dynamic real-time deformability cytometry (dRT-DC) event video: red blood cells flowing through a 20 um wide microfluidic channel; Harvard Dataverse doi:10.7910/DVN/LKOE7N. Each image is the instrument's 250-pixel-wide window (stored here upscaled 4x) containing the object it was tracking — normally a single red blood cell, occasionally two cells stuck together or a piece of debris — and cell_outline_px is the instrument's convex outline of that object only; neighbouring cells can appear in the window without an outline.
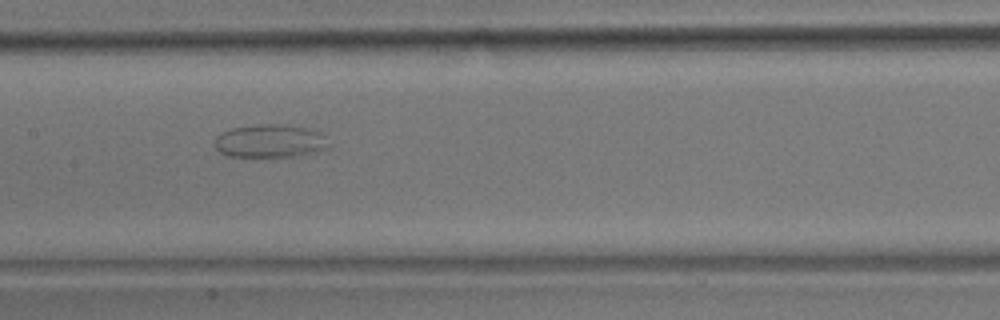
{"species": "common noctule bat (a hibernating species)", "species_latin": "Nyctalus noctula", "temperature_condition": "room temperature", "stored_images_in_passage": 7, "camera_frame_rate_fps": 3000, "um_per_image_px": 0.085, "animal": {"sex": "male", "body_mass_g": 17.9}, "frame": {"image": 1, "passage_image": 4, "time_ms": 1.0, "image_size_px": [1000, 320], "cell_outline_px": [[332, 148], [316, 152], [296, 156], [228, 156], [220, 152], [212, 144], [212, 140], [220, 132], [232, 128], [256, 124], [288, 124], [312, 128], [320, 132], [332, 144]], "centroid_in_image_um": [22.99, 11.97], "position_along_channel_um": 184.4, "area_um2": 22.72}}
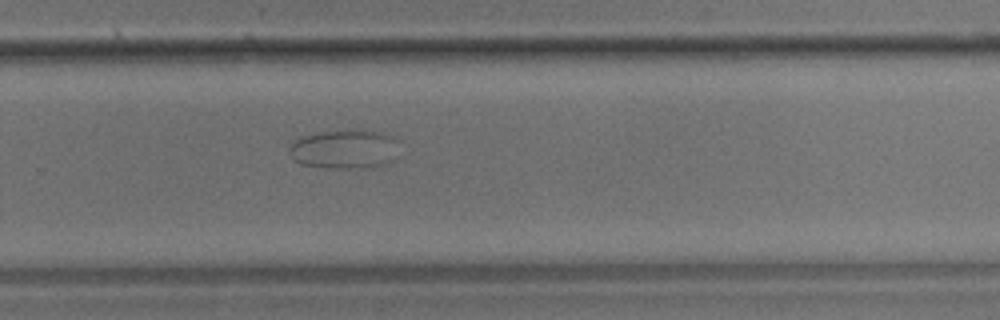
{"frame": {"image": 2, "passage_image": 7, "time_ms": 2.0, "image_size_px": [1000, 320], "cell_outline_px": [[400, 140], [392, 160], [388, 164], [364, 168], [340, 168], [300, 164], [292, 156], [288, 148], [296, 140], [304, 136], [344, 128], [352, 128], [384, 132]], "centroid_in_image_um": [29.36, 12.65], "position_along_channel_um": 300.4, "area_um2": 25.26}}